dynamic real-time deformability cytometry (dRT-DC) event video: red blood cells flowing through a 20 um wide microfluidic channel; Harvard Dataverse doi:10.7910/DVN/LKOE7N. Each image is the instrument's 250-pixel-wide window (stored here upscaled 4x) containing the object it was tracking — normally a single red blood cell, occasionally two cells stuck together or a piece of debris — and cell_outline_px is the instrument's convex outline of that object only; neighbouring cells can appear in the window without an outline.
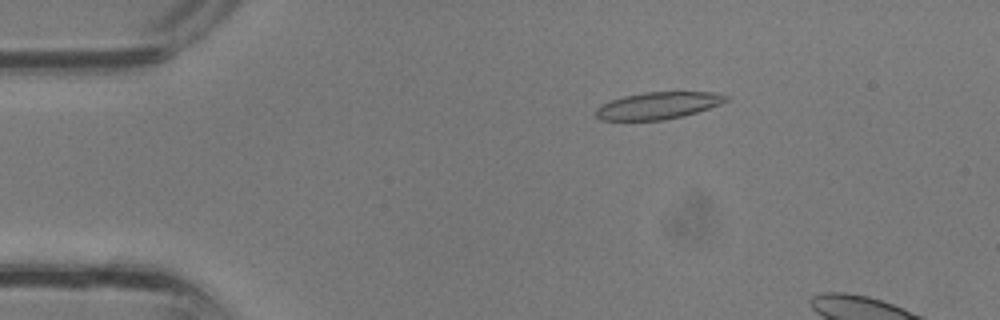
{"species": "common noctule bat (a hibernating species)", "species_latin": "Nyctalus noctula", "temperature_condition": "room temperature", "stored_images_in_passage": 12, "camera_frame_rate_fps": 3000, "um_per_image_px": 0.085, "animal": {"sex": "male", "body_mass_g": 13.3}, "frame": {"image": 1, "passage_image": 7, "time_ms": 2.0, "image_size_px": [1000, 320], "cell_outline_px": [[728, 100], [720, 104], [684, 116], [664, 120], [600, 120], [596, 116], [596, 108], [600, 104], [624, 96], [644, 92], [712, 92], [728, 96]], "centroid_in_image_um": [55.91, 8.97], "position_along_channel_um": 29.1, "area_um2": 20.4}}